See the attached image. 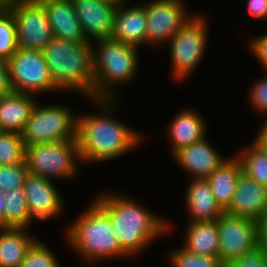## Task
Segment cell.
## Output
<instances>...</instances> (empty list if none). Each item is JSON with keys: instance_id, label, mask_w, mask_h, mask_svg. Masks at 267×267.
Here are the masks:
<instances>
[{"instance_id": "cell-1", "label": "cell", "mask_w": 267, "mask_h": 267, "mask_svg": "<svg viewBox=\"0 0 267 267\" xmlns=\"http://www.w3.org/2000/svg\"><path fill=\"white\" fill-rule=\"evenodd\" d=\"M91 100L100 108V115L92 113L77 116L76 139L81 162L101 163L116 159L145 140L137 130L114 119L116 99Z\"/></svg>"}, {"instance_id": "cell-2", "label": "cell", "mask_w": 267, "mask_h": 267, "mask_svg": "<svg viewBox=\"0 0 267 267\" xmlns=\"http://www.w3.org/2000/svg\"><path fill=\"white\" fill-rule=\"evenodd\" d=\"M95 200L110 215L113 233L129 257L138 255L171 230L167 219L150 212L128 196L106 192L96 196Z\"/></svg>"}, {"instance_id": "cell-3", "label": "cell", "mask_w": 267, "mask_h": 267, "mask_svg": "<svg viewBox=\"0 0 267 267\" xmlns=\"http://www.w3.org/2000/svg\"><path fill=\"white\" fill-rule=\"evenodd\" d=\"M51 80L58 91H79L94 99L92 43L55 38L42 50Z\"/></svg>"}, {"instance_id": "cell-4", "label": "cell", "mask_w": 267, "mask_h": 267, "mask_svg": "<svg viewBox=\"0 0 267 267\" xmlns=\"http://www.w3.org/2000/svg\"><path fill=\"white\" fill-rule=\"evenodd\" d=\"M68 226V244L84 261L129 257L113 233L110 215L96 200Z\"/></svg>"}, {"instance_id": "cell-5", "label": "cell", "mask_w": 267, "mask_h": 267, "mask_svg": "<svg viewBox=\"0 0 267 267\" xmlns=\"http://www.w3.org/2000/svg\"><path fill=\"white\" fill-rule=\"evenodd\" d=\"M92 44L94 99H118L114 88L133 80L139 65L138 47L113 39L96 40ZM95 49V50H94Z\"/></svg>"}, {"instance_id": "cell-6", "label": "cell", "mask_w": 267, "mask_h": 267, "mask_svg": "<svg viewBox=\"0 0 267 267\" xmlns=\"http://www.w3.org/2000/svg\"><path fill=\"white\" fill-rule=\"evenodd\" d=\"M24 161L32 175L50 180L74 178L78 172V161L81 162L78 141L74 139L25 145Z\"/></svg>"}, {"instance_id": "cell-7", "label": "cell", "mask_w": 267, "mask_h": 267, "mask_svg": "<svg viewBox=\"0 0 267 267\" xmlns=\"http://www.w3.org/2000/svg\"><path fill=\"white\" fill-rule=\"evenodd\" d=\"M37 102L20 133L25 145L76 139L77 116L65 105Z\"/></svg>"}, {"instance_id": "cell-8", "label": "cell", "mask_w": 267, "mask_h": 267, "mask_svg": "<svg viewBox=\"0 0 267 267\" xmlns=\"http://www.w3.org/2000/svg\"><path fill=\"white\" fill-rule=\"evenodd\" d=\"M194 14L170 39L172 75L182 81L190 76L202 60L208 41L204 16Z\"/></svg>"}, {"instance_id": "cell-9", "label": "cell", "mask_w": 267, "mask_h": 267, "mask_svg": "<svg viewBox=\"0 0 267 267\" xmlns=\"http://www.w3.org/2000/svg\"><path fill=\"white\" fill-rule=\"evenodd\" d=\"M11 90L34 96L57 91L42 51L18 48L7 60Z\"/></svg>"}, {"instance_id": "cell-10", "label": "cell", "mask_w": 267, "mask_h": 267, "mask_svg": "<svg viewBox=\"0 0 267 267\" xmlns=\"http://www.w3.org/2000/svg\"><path fill=\"white\" fill-rule=\"evenodd\" d=\"M7 8L14 16L19 48L42 51L54 39L47 11L39 0H14Z\"/></svg>"}, {"instance_id": "cell-11", "label": "cell", "mask_w": 267, "mask_h": 267, "mask_svg": "<svg viewBox=\"0 0 267 267\" xmlns=\"http://www.w3.org/2000/svg\"><path fill=\"white\" fill-rule=\"evenodd\" d=\"M219 255L223 264L258 248L257 221L224 212L217 220Z\"/></svg>"}, {"instance_id": "cell-12", "label": "cell", "mask_w": 267, "mask_h": 267, "mask_svg": "<svg viewBox=\"0 0 267 267\" xmlns=\"http://www.w3.org/2000/svg\"><path fill=\"white\" fill-rule=\"evenodd\" d=\"M147 15L146 45L169 43L172 36L194 15L183 0H153L143 3Z\"/></svg>"}, {"instance_id": "cell-13", "label": "cell", "mask_w": 267, "mask_h": 267, "mask_svg": "<svg viewBox=\"0 0 267 267\" xmlns=\"http://www.w3.org/2000/svg\"><path fill=\"white\" fill-rule=\"evenodd\" d=\"M50 179L28 174L23 184L31 219L51 220L63 212L61 193Z\"/></svg>"}, {"instance_id": "cell-14", "label": "cell", "mask_w": 267, "mask_h": 267, "mask_svg": "<svg viewBox=\"0 0 267 267\" xmlns=\"http://www.w3.org/2000/svg\"><path fill=\"white\" fill-rule=\"evenodd\" d=\"M72 1L84 35L89 42L111 38L117 5L103 0Z\"/></svg>"}, {"instance_id": "cell-15", "label": "cell", "mask_w": 267, "mask_h": 267, "mask_svg": "<svg viewBox=\"0 0 267 267\" xmlns=\"http://www.w3.org/2000/svg\"><path fill=\"white\" fill-rule=\"evenodd\" d=\"M267 211V187L244 172L239 176L232 203L226 213L258 221Z\"/></svg>"}, {"instance_id": "cell-16", "label": "cell", "mask_w": 267, "mask_h": 267, "mask_svg": "<svg viewBox=\"0 0 267 267\" xmlns=\"http://www.w3.org/2000/svg\"><path fill=\"white\" fill-rule=\"evenodd\" d=\"M205 137L199 142L183 147L172 156L191 179H206L225 159Z\"/></svg>"}, {"instance_id": "cell-17", "label": "cell", "mask_w": 267, "mask_h": 267, "mask_svg": "<svg viewBox=\"0 0 267 267\" xmlns=\"http://www.w3.org/2000/svg\"><path fill=\"white\" fill-rule=\"evenodd\" d=\"M118 6L111 39L136 47L146 45L147 15L141 3L133 7Z\"/></svg>"}, {"instance_id": "cell-18", "label": "cell", "mask_w": 267, "mask_h": 267, "mask_svg": "<svg viewBox=\"0 0 267 267\" xmlns=\"http://www.w3.org/2000/svg\"><path fill=\"white\" fill-rule=\"evenodd\" d=\"M45 7L53 36L77 43L89 42L83 32L72 0H39Z\"/></svg>"}, {"instance_id": "cell-19", "label": "cell", "mask_w": 267, "mask_h": 267, "mask_svg": "<svg viewBox=\"0 0 267 267\" xmlns=\"http://www.w3.org/2000/svg\"><path fill=\"white\" fill-rule=\"evenodd\" d=\"M170 124V125H169ZM206 122L197 113L196 110L190 108L181 110L168 123L167 134L171 142V155L183 147L190 146L201 141L206 137Z\"/></svg>"}, {"instance_id": "cell-20", "label": "cell", "mask_w": 267, "mask_h": 267, "mask_svg": "<svg viewBox=\"0 0 267 267\" xmlns=\"http://www.w3.org/2000/svg\"><path fill=\"white\" fill-rule=\"evenodd\" d=\"M186 190V210L189 222L216 221L224 211L217 204L209 182L204 178L191 179Z\"/></svg>"}, {"instance_id": "cell-21", "label": "cell", "mask_w": 267, "mask_h": 267, "mask_svg": "<svg viewBox=\"0 0 267 267\" xmlns=\"http://www.w3.org/2000/svg\"><path fill=\"white\" fill-rule=\"evenodd\" d=\"M35 96L11 91L0 97V130L21 133L37 104Z\"/></svg>"}, {"instance_id": "cell-22", "label": "cell", "mask_w": 267, "mask_h": 267, "mask_svg": "<svg viewBox=\"0 0 267 267\" xmlns=\"http://www.w3.org/2000/svg\"><path fill=\"white\" fill-rule=\"evenodd\" d=\"M225 159L207 178L217 204L225 212L232 203L239 176L243 173L240 159Z\"/></svg>"}, {"instance_id": "cell-23", "label": "cell", "mask_w": 267, "mask_h": 267, "mask_svg": "<svg viewBox=\"0 0 267 267\" xmlns=\"http://www.w3.org/2000/svg\"><path fill=\"white\" fill-rule=\"evenodd\" d=\"M27 228L0 227V267H19L36 239Z\"/></svg>"}, {"instance_id": "cell-24", "label": "cell", "mask_w": 267, "mask_h": 267, "mask_svg": "<svg viewBox=\"0 0 267 267\" xmlns=\"http://www.w3.org/2000/svg\"><path fill=\"white\" fill-rule=\"evenodd\" d=\"M186 229L184 248L196 254L218 257L219 233L216 221L190 222Z\"/></svg>"}, {"instance_id": "cell-25", "label": "cell", "mask_w": 267, "mask_h": 267, "mask_svg": "<svg viewBox=\"0 0 267 267\" xmlns=\"http://www.w3.org/2000/svg\"><path fill=\"white\" fill-rule=\"evenodd\" d=\"M3 227L27 228L32 224L24 187L4 193Z\"/></svg>"}, {"instance_id": "cell-26", "label": "cell", "mask_w": 267, "mask_h": 267, "mask_svg": "<svg viewBox=\"0 0 267 267\" xmlns=\"http://www.w3.org/2000/svg\"><path fill=\"white\" fill-rule=\"evenodd\" d=\"M242 164L243 172L258 182L267 187V153L254 140L249 146L241 150L237 155Z\"/></svg>"}, {"instance_id": "cell-27", "label": "cell", "mask_w": 267, "mask_h": 267, "mask_svg": "<svg viewBox=\"0 0 267 267\" xmlns=\"http://www.w3.org/2000/svg\"><path fill=\"white\" fill-rule=\"evenodd\" d=\"M18 48L14 16L7 7H0V59L7 61Z\"/></svg>"}, {"instance_id": "cell-28", "label": "cell", "mask_w": 267, "mask_h": 267, "mask_svg": "<svg viewBox=\"0 0 267 267\" xmlns=\"http://www.w3.org/2000/svg\"><path fill=\"white\" fill-rule=\"evenodd\" d=\"M25 144L20 133L0 132V166L24 162Z\"/></svg>"}, {"instance_id": "cell-29", "label": "cell", "mask_w": 267, "mask_h": 267, "mask_svg": "<svg viewBox=\"0 0 267 267\" xmlns=\"http://www.w3.org/2000/svg\"><path fill=\"white\" fill-rule=\"evenodd\" d=\"M169 257L172 267H224L219 257L196 254L183 246L172 251Z\"/></svg>"}, {"instance_id": "cell-30", "label": "cell", "mask_w": 267, "mask_h": 267, "mask_svg": "<svg viewBox=\"0 0 267 267\" xmlns=\"http://www.w3.org/2000/svg\"><path fill=\"white\" fill-rule=\"evenodd\" d=\"M55 256L45 244L36 240L19 267H61Z\"/></svg>"}, {"instance_id": "cell-31", "label": "cell", "mask_w": 267, "mask_h": 267, "mask_svg": "<svg viewBox=\"0 0 267 267\" xmlns=\"http://www.w3.org/2000/svg\"><path fill=\"white\" fill-rule=\"evenodd\" d=\"M29 174L25 161L20 164L0 166V189L4 192L23 186Z\"/></svg>"}, {"instance_id": "cell-32", "label": "cell", "mask_w": 267, "mask_h": 267, "mask_svg": "<svg viewBox=\"0 0 267 267\" xmlns=\"http://www.w3.org/2000/svg\"><path fill=\"white\" fill-rule=\"evenodd\" d=\"M252 85L249 93L251 105L256 109L255 111L263 115L267 114V76Z\"/></svg>"}, {"instance_id": "cell-33", "label": "cell", "mask_w": 267, "mask_h": 267, "mask_svg": "<svg viewBox=\"0 0 267 267\" xmlns=\"http://www.w3.org/2000/svg\"><path fill=\"white\" fill-rule=\"evenodd\" d=\"M224 267H267V253L257 248L249 254L228 261Z\"/></svg>"}, {"instance_id": "cell-34", "label": "cell", "mask_w": 267, "mask_h": 267, "mask_svg": "<svg viewBox=\"0 0 267 267\" xmlns=\"http://www.w3.org/2000/svg\"><path fill=\"white\" fill-rule=\"evenodd\" d=\"M248 47L267 72V31L261 36L253 37Z\"/></svg>"}, {"instance_id": "cell-35", "label": "cell", "mask_w": 267, "mask_h": 267, "mask_svg": "<svg viewBox=\"0 0 267 267\" xmlns=\"http://www.w3.org/2000/svg\"><path fill=\"white\" fill-rule=\"evenodd\" d=\"M249 14L256 19H267V0H248Z\"/></svg>"}, {"instance_id": "cell-36", "label": "cell", "mask_w": 267, "mask_h": 267, "mask_svg": "<svg viewBox=\"0 0 267 267\" xmlns=\"http://www.w3.org/2000/svg\"><path fill=\"white\" fill-rule=\"evenodd\" d=\"M11 91L7 61L0 59V97Z\"/></svg>"}, {"instance_id": "cell-37", "label": "cell", "mask_w": 267, "mask_h": 267, "mask_svg": "<svg viewBox=\"0 0 267 267\" xmlns=\"http://www.w3.org/2000/svg\"><path fill=\"white\" fill-rule=\"evenodd\" d=\"M258 224V248L267 253V211L257 221Z\"/></svg>"}, {"instance_id": "cell-38", "label": "cell", "mask_w": 267, "mask_h": 267, "mask_svg": "<svg viewBox=\"0 0 267 267\" xmlns=\"http://www.w3.org/2000/svg\"><path fill=\"white\" fill-rule=\"evenodd\" d=\"M259 132L254 140L263 148L267 153V120H264L262 126L258 129Z\"/></svg>"}, {"instance_id": "cell-39", "label": "cell", "mask_w": 267, "mask_h": 267, "mask_svg": "<svg viewBox=\"0 0 267 267\" xmlns=\"http://www.w3.org/2000/svg\"><path fill=\"white\" fill-rule=\"evenodd\" d=\"M4 191L0 189V227H3Z\"/></svg>"}, {"instance_id": "cell-40", "label": "cell", "mask_w": 267, "mask_h": 267, "mask_svg": "<svg viewBox=\"0 0 267 267\" xmlns=\"http://www.w3.org/2000/svg\"><path fill=\"white\" fill-rule=\"evenodd\" d=\"M103 1H107V2H110L114 5H117V6H120L122 4H125L127 3V0H103ZM129 1V0H128Z\"/></svg>"}, {"instance_id": "cell-41", "label": "cell", "mask_w": 267, "mask_h": 267, "mask_svg": "<svg viewBox=\"0 0 267 267\" xmlns=\"http://www.w3.org/2000/svg\"><path fill=\"white\" fill-rule=\"evenodd\" d=\"M11 2V0H0V7H7Z\"/></svg>"}]
</instances>
